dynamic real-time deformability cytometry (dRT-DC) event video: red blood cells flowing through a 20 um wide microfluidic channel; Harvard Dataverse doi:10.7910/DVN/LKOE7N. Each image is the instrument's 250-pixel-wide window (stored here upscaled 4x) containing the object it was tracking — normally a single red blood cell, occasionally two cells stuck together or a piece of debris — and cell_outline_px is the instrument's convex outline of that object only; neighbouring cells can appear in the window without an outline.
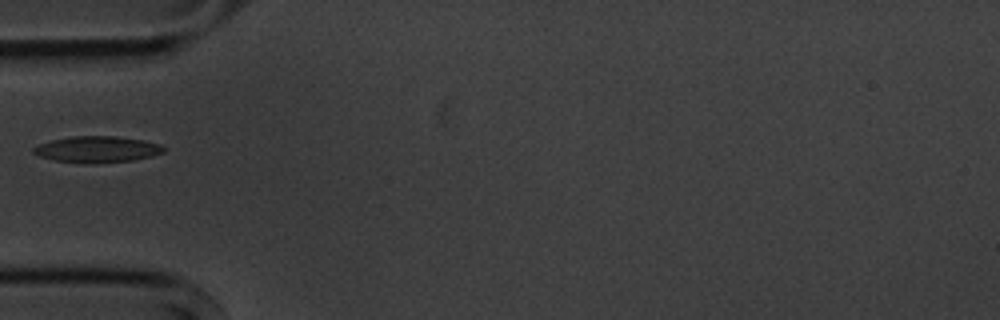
{"species": "common noctule bat (a hibernating species)", "species_latin": "Nyctalus noctula", "temperature_condition": "cold", "stored_images_in_passage": 1, "camera_frame_rate_fps": 3000, "um_per_image_px": 0.085, "animal": {"sex": "male", "body_mass_g": 20.1, "forearm_length_mm": 53.5}, "frame": {"image": 1, "passage_image": 1, "time_ms": 0.0, "image_size_px": [1000, 320], "cell_outline_px": [[164, 152], [152, 156], [132, 160], [96, 164], [84, 164], [52, 160], [40, 156], [32, 152], [32, 148], [40, 144], [52, 140], [72, 136], [116, 136], [144, 140], [160, 144], [164, 148]], "centroid_in_image_um": [8.25, 12.7], "position_along_channel_um": 76.8, "area_um2": 20.11}}